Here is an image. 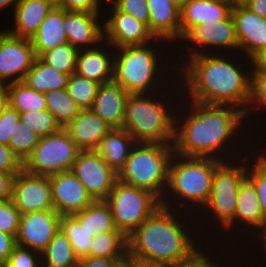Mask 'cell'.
<instances>
[{
	"mask_svg": "<svg viewBox=\"0 0 266 267\" xmlns=\"http://www.w3.org/2000/svg\"><path fill=\"white\" fill-rule=\"evenodd\" d=\"M185 104L183 108L187 107V112H183L182 108L179 112V105L177 108L176 114L181 115L175 118L174 153L185 157L233 161L228 147L231 146L234 151L232 145L235 143V149L239 150L235 141L243 138L240 133L245 129L243 126L248 124L245 112L231 105L203 104L192 100Z\"/></svg>",
	"mask_w": 266,
	"mask_h": 267,
	"instance_id": "obj_1",
	"label": "cell"
},
{
	"mask_svg": "<svg viewBox=\"0 0 266 267\" xmlns=\"http://www.w3.org/2000/svg\"><path fill=\"white\" fill-rule=\"evenodd\" d=\"M215 52L189 56L188 60L177 64L183 66L176 69L179 70L176 77L180 76L176 79L182 82L177 88L180 91L181 85L180 89L184 87L183 92L187 94L178 92L179 99L184 96L185 102L192 100L203 104L231 105L246 113L251 97V69H246L247 64L245 68L244 65L240 66L238 58L235 63V58L231 60L228 54L223 53V56Z\"/></svg>",
	"mask_w": 266,
	"mask_h": 267,
	"instance_id": "obj_2",
	"label": "cell"
},
{
	"mask_svg": "<svg viewBox=\"0 0 266 267\" xmlns=\"http://www.w3.org/2000/svg\"><path fill=\"white\" fill-rule=\"evenodd\" d=\"M176 208L159 206L127 237L130 258L172 267L189 259L202 248V243L199 244L201 239L198 240V235L197 238L191 235L192 227L189 228L183 222L185 218H181V213L177 211L180 209L178 206Z\"/></svg>",
	"mask_w": 266,
	"mask_h": 267,
	"instance_id": "obj_3",
	"label": "cell"
},
{
	"mask_svg": "<svg viewBox=\"0 0 266 267\" xmlns=\"http://www.w3.org/2000/svg\"><path fill=\"white\" fill-rule=\"evenodd\" d=\"M222 162L214 158L185 157L174 153L169 164L168 182L161 205L176 209L177 203L181 205V209L188 204L187 207H192L189 208L190 212L195 211L197 214L199 209L200 212L209 200L215 169Z\"/></svg>",
	"mask_w": 266,
	"mask_h": 267,
	"instance_id": "obj_4",
	"label": "cell"
},
{
	"mask_svg": "<svg viewBox=\"0 0 266 267\" xmlns=\"http://www.w3.org/2000/svg\"><path fill=\"white\" fill-rule=\"evenodd\" d=\"M173 90V94L175 92L174 97L168 96L166 94L167 91L162 92L163 94L157 92V95H154V93L129 94L125 104V116L122 128L136 142L173 144L176 118V112L174 110H177V108L175 109L174 101L175 103L177 102L175 95L178 94L175 89ZM164 94L167 97H164ZM168 97L171 98L169 99ZM172 98H174L173 103ZM167 99L173 105L166 101ZM171 107L174 109L172 110Z\"/></svg>",
	"mask_w": 266,
	"mask_h": 267,
	"instance_id": "obj_5",
	"label": "cell"
},
{
	"mask_svg": "<svg viewBox=\"0 0 266 267\" xmlns=\"http://www.w3.org/2000/svg\"><path fill=\"white\" fill-rule=\"evenodd\" d=\"M157 41L160 42L158 43ZM163 41L164 40L161 39H155L146 45L114 48L113 81L119 84L129 94H152L153 92L156 94L160 92V89L162 91L166 87L165 84L168 83L169 86H172L170 88L173 89L176 84L178 85L180 82L176 83V79L172 82H168L167 79L163 80L162 78L164 76L167 78L164 71L165 69L167 70V68H165L166 64L163 68V65H161L162 61L158 60L161 57V52L164 51V49L160 48ZM157 44L160 46H157ZM157 49H159L160 52ZM161 71H163L164 74ZM162 80L163 82L166 81V83H163ZM160 83L163 88L160 86ZM172 83L175 86H173Z\"/></svg>",
	"mask_w": 266,
	"mask_h": 267,
	"instance_id": "obj_6",
	"label": "cell"
},
{
	"mask_svg": "<svg viewBox=\"0 0 266 267\" xmlns=\"http://www.w3.org/2000/svg\"><path fill=\"white\" fill-rule=\"evenodd\" d=\"M173 154V144L137 142L119 170L118 180L147 190L161 201Z\"/></svg>",
	"mask_w": 266,
	"mask_h": 267,
	"instance_id": "obj_7",
	"label": "cell"
},
{
	"mask_svg": "<svg viewBox=\"0 0 266 267\" xmlns=\"http://www.w3.org/2000/svg\"><path fill=\"white\" fill-rule=\"evenodd\" d=\"M236 157L233 161H223L215 169L209 200L201 209L205 212H197V214L199 213L198 215H201L199 218L201 222L204 214L208 215L207 217L213 216L212 219H216L215 222L220 225L216 226V228L219 227L221 230L223 229L222 231L226 229L233 231L239 184L247 176L248 161L243 163L242 159ZM237 159L238 162L236 161Z\"/></svg>",
	"mask_w": 266,
	"mask_h": 267,
	"instance_id": "obj_8",
	"label": "cell"
},
{
	"mask_svg": "<svg viewBox=\"0 0 266 267\" xmlns=\"http://www.w3.org/2000/svg\"><path fill=\"white\" fill-rule=\"evenodd\" d=\"M105 201L111 209L116 229L126 237L161 206L160 200L151 192L119 180Z\"/></svg>",
	"mask_w": 266,
	"mask_h": 267,
	"instance_id": "obj_9",
	"label": "cell"
},
{
	"mask_svg": "<svg viewBox=\"0 0 266 267\" xmlns=\"http://www.w3.org/2000/svg\"><path fill=\"white\" fill-rule=\"evenodd\" d=\"M82 150L64 128L40 137L23 162V170L32 175L50 176L70 171Z\"/></svg>",
	"mask_w": 266,
	"mask_h": 267,
	"instance_id": "obj_10",
	"label": "cell"
},
{
	"mask_svg": "<svg viewBox=\"0 0 266 267\" xmlns=\"http://www.w3.org/2000/svg\"><path fill=\"white\" fill-rule=\"evenodd\" d=\"M181 41L184 44H186L188 41L190 44L189 46H191V44L193 45L192 48L186 46V48L188 49L187 52H189L188 55L184 54V56L186 57L194 56L197 54H203L207 52L215 53L214 52L215 49L218 51L220 50L219 51L220 54L222 53L223 48H224L223 49L224 52H227L228 49H232L227 53H231L233 49L234 50L239 49V42H238V38L236 35L235 23H234L232 15H230L227 19H224V20L213 21L211 23L206 22L204 24L193 27L181 39ZM209 48H211L212 51L213 50L214 51L209 52L208 50Z\"/></svg>",
	"mask_w": 266,
	"mask_h": 267,
	"instance_id": "obj_11",
	"label": "cell"
},
{
	"mask_svg": "<svg viewBox=\"0 0 266 267\" xmlns=\"http://www.w3.org/2000/svg\"><path fill=\"white\" fill-rule=\"evenodd\" d=\"M36 57L31 39L0 30V81L8 84L23 81Z\"/></svg>",
	"mask_w": 266,
	"mask_h": 267,
	"instance_id": "obj_12",
	"label": "cell"
},
{
	"mask_svg": "<svg viewBox=\"0 0 266 267\" xmlns=\"http://www.w3.org/2000/svg\"><path fill=\"white\" fill-rule=\"evenodd\" d=\"M71 171L94 200H105L118 180V173L95 150L81 151Z\"/></svg>",
	"mask_w": 266,
	"mask_h": 267,
	"instance_id": "obj_13",
	"label": "cell"
},
{
	"mask_svg": "<svg viewBox=\"0 0 266 267\" xmlns=\"http://www.w3.org/2000/svg\"><path fill=\"white\" fill-rule=\"evenodd\" d=\"M109 16L103 20L104 41L114 48L141 46L155 40L148 26L134 16L117 10L112 4L107 6ZM111 14V15H110Z\"/></svg>",
	"mask_w": 266,
	"mask_h": 267,
	"instance_id": "obj_14",
	"label": "cell"
},
{
	"mask_svg": "<svg viewBox=\"0 0 266 267\" xmlns=\"http://www.w3.org/2000/svg\"><path fill=\"white\" fill-rule=\"evenodd\" d=\"M11 200L21 215L54 209L48 176L32 175L24 170L13 179Z\"/></svg>",
	"mask_w": 266,
	"mask_h": 267,
	"instance_id": "obj_15",
	"label": "cell"
},
{
	"mask_svg": "<svg viewBox=\"0 0 266 267\" xmlns=\"http://www.w3.org/2000/svg\"><path fill=\"white\" fill-rule=\"evenodd\" d=\"M60 218L54 209L21 215L16 244L41 254L58 232Z\"/></svg>",
	"mask_w": 266,
	"mask_h": 267,
	"instance_id": "obj_16",
	"label": "cell"
},
{
	"mask_svg": "<svg viewBox=\"0 0 266 267\" xmlns=\"http://www.w3.org/2000/svg\"><path fill=\"white\" fill-rule=\"evenodd\" d=\"M48 177L51 185L54 210L60 215H73L94 201L87 189L71 170Z\"/></svg>",
	"mask_w": 266,
	"mask_h": 267,
	"instance_id": "obj_17",
	"label": "cell"
},
{
	"mask_svg": "<svg viewBox=\"0 0 266 267\" xmlns=\"http://www.w3.org/2000/svg\"><path fill=\"white\" fill-rule=\"evenodd\" d=\"M239 42V50H244L248 61L256 52L266 47V18L250 11L243 4H236L232 7Z\"/></svg>",
	"mask_w": 266,
	"mask_h": 267,
	"instance_id": "obj_18",
	"label": "cell"
},
{
	"mask_svg": "<svg viewBox=\"0 0 266 267\" xmlns=\"http://www.w3.org/2000/svg\"><path fill=\"white\" fill-rule=\"evenodd\" d=\"M102 18L100 13L68 12L64 9V28L68 42L78 50L99 46L104 42Z\"/></svg>",
	"mask_w": 266,
	"mask_h": 267,
	"instance_id": "obj_19",
	"label": "cell"
},
{
	"mask_svg": "<svg viewBox=\"0 0 266 267\" xmlns=\"http://www.w3.org/2000/svg\"><path fill=\"white\" fill-rule=\"evenodd\" d=\"M114 55V47L105 41L95 48L79 50L75 72L100 84L111 82Z\"/></svg>",
	"mask_w": 266,
	"mask_h": 267,
	"instance_id": "obj_20",
	"label": "cell"
},
{
	"mask_svg": "<svg viewBox=\"0 0 266 267\" xmlns=\"http://www.w3.org/2000/svg\"><path fill=\"white\" fill-rule=\"evenodd\" d=\"M232 7L229 0H188L180 10L181 39L197 25L227 19Z\"/></svg>",
	"mask_w": 266,
	"mask_h": 267,
	"instance_id": "obj_21",
	"label": "cell"
},
{
	"mask_svg": "<svg viewBox=\"0 0 266 267\" xmlns=\"http://www.w3.org/2000/svg\"><path fill=\"white\" fill-rule=\"evenodd\" d=\"M128 96L129 93L114 81L101 84L90 110L109 128H122Z\"/></svg>",
	"mask_w": 266,
	"mask_h": 267,
	"instance_id": "obj_22",
	"label": "cell"
},
{
	"mask_svg": "<svg viewBox=\"0 0 266 267\" xmlns=\"http://www.w3.org/2000/svg\"><path fill=\"white\" fill-rule=\"evenodd\" d=\"M148 7L149 31L154 38L170 44L181 41L180 10L171 0H148Z\"/></svg>",
	"mask_w": 266,
	"mask_h": 267,
	"instance_id": "obj_23",
	"label": "cell"
},
{
	"mask_svg": "<svg viewBox=\"0 0 266 267\" xmlns=\"http://www.w3.org/2000/svg\"><path fill=\"white\" fill-rule=\"evenodd\" d=\"M266 219L263 217L258 195L253 182L246 176L239 184L237 205L234 214V227L240 225V234L250 230L260 233L265 227ZM244 225V227H243ZM249 230H247L248 228ZM258 229V230H257ZM254 230H256L254 232Z\"/></svg>",
	"mask_w": 266,
	"mask_h": 267,
	"instance_id": "obj_24",
	"label": "cell"
},
{
	"mask_svg": "<svg viewBox=\"0 0 266 267\" xmlns=\"http://www.w3.org/2000/svg\"><path fill=\"white\" fill-rule=\"evenodd\" d=\"M64 129L82 151L95 150L111 129L90 109L81 110Z\"/></svg>",
	"mask_w": 266,
	"mask_h": 267,
	"instance_id": "obj_25",
	"label": "cell"
},
{
	"mask_svg": "<svg viewBox=\"0 0 266 267\" xmlns=\"http://www.w3.org/2000/svg\"><path fill=\"white\" fill-rule=\"evenodd\" d=\"M53 6L48 0H19L13 9L12 28L6 29L11 35L31 39Z\"/></svg>",
	"mask_w": 266,
	"mask_h": 267,
	"instance_id": "obj_26",
	"label": "cell"
},
{
	"mask_svg": "<svg viewBox=\"0 0 266 267\" xmlns=\"http://www.w3.org/2000/svg\"><path fill=\"white\" fill-rule=\"evenodd\" d=\"M136 143L124 128H111L104 135L95 151L118 173Z\"/></svg>",
	"mask_w": 266,
	"mask_h": 267,
	"instance_id": "obj_27",
	"label": "cell"
},
{
	"mask_svg": "<svg viewBox=\"0 0 266 267\" xmlns=\"http://www.w3.org/2000/svg\"><path fill=\"white\" fill-rule=\"evenodd\" d=\"M36 56L68 42L64 28V8L53 7L31 38Z\"/></svg>",
	"mask_w": 266,
	"mask_h": 267,
	"instance_id": "obj_28",
	"label": "cell"
},
{
	"mask_svg": "<svg viewBox=\"0 0 266 267\" xmlns=\"http://www.w3.org/2000/svg\"><path fill=\"white\" fill-rule=\"evenodd\" d=\"M93 237L105 232H121L116 229L111 209L105 200H94L86 208L73 214Z\"/></svg>",
	"mask_w": 266,
	"mask_h": 267,
	"instance_id": "obj_29",
	"label": "cell"
},
{
	"mask_svg": "<svg viewBox=\"0 0 266 267\" xmlns=\"http://www.w3.org/2000/svg\"><path fill=\"white\" fill-rule=\"evenodd\" d=\"M68 78V74L58 72L36 57L33 66L27 72L22 82L38 92L47 93L66 88Z\"/></svg>",
	"mask_w": 266,
	"mask_h": 267,
	"instance_id": "obj_30",
	"label": "cell"
},
{
	"mask_svg": "<svg viewBox=\"0 0 266 267\" xmlns=\"http://www.w3.org/2000/svg\"><path fill=\"white\" fill-rule=\"evenodd\" d=\"M78 260L69 239L60 230L41 253L42 267H78Z\"/></svg>",
	"mask_w": 266,
	"mask_h": 267,
	"instance_id": "obj_31",
	"label": "cell"
},
{
	"mask_svg": "<svg viewBox=\"0 0 266 267\" xmlns=\"http://www.w3.org/2000/svg\"><path fill=\"white\" fill-rule=\"evenodd\" d=\"M8 105L18 113L47 110L44 93L28 87L22 81L8 84Z\"/></svg>",
	"mask_w": 266,
	"mask_h": 267,
	"instance_id": "obj_32",
	"label": "cell"
},
{
	"mask_svg": "<svg viewBox=\"0 0 266 267\" xmlns=\"http://www.w3.org/2000/svg\"><path fill=\"white\" fill-rule=\"evenodd\" d=\"M89 256L106 258H126L128 240L122 232H105L93 237Z\"/></svg>",
	"mask_w": 266,
	"mask_h": 267,
	"instance_id": "obj_33",
	"label": "cell"
},
{
	"mask_svg": "<svg viewBox=\"0 0 266 267\" xmlns=\"http://www.w3.org/2000/svg\"><path fill=\"white\" fill-rule=\"evenodd\" d=\"M47 110L53 115L59 125L64 128L81 111L70 97L66 88L44 93Z\"/></svg>",
	"mask_w": 266,
	"mask_h": 267,
	"instance_id": "obj_34",
	"label": "cell"
},
{
	"mask_svg": "<svg viewBox=\"0 0 266 267\" xmlns=\"http://www.w3.org/2000/svg\"><path fill=\"white\" fill-rule=\"evenodd\" d=\"M59 230L69 239L78 259L89 256L93 235L80 226L74 215H61Z\"/></svg>",
	"mask_w": 266,
	"mask_h": 267,
	"instance_id": "obj_35",
	"label": "cell"
},
{
	"mask_svg": "<svg viewBox=\"0 0 266 267\" xmlns=\"http://www.w3.org/2000/svg\"><path fill=\"white\" fill-rule=\"evenodd\" d=\"M100 85L74 72L69 75L66 89L79 108L85 110L92 108Z\"/></svg>",
	"mask_w": 266,
	"mask_h": 267,
	"instance_id": "obj_36",
	"label": "cell"
},
{
	"mask_svg": "<svg viewBox=\"0 0 266 267\" xmlns=\"http://www.w3.org/2000/svg\"><path fill=\"white\" fill-rule=\"evenodd\" d=\"M78 49L69 42L42 52L38 58L58 72L70 75L76 71Z\"/></svg>",
	"mask_w": 266,
	"mask_h": 267,
	"instance_id": "obj_37",
	"label": "cell"
},
{
	"mask_svg": "<svg viewBox=\"0 0 266 267\" xmlns=\"http://www.w3.org/2000/svg\"><path fill=\"white\" fill-rule=\"evenodd\" d=\"M39 140L40 136L32 131L27 124L19 120L13 135L10 136L9 147L24 162Z\"/></svg>",
	"mask_w": 266,
	"mask_h": 267,
	"instance_id": "obj_38",
	"label": "cell"
},
{
	"mask_svg": "<svg viewBox=\"0 0 266 267\" xmlns=\"http://www.w3.org/2000/svg\"><path fill=\"white\" fill-rule=\"evenodd\" d=\"M20 120L40 137L59 131L62 127L48 110L19 113Z\"/></svg>",
	"mask_w": 266,
	"mask_h": 267,
	"instance_id": "obj_39",
	"label": "cell"
},
{
	"mask_svg": "<svg viewBox=\"0 0 266 267\" xmlns=\"http://www.w3.org/2000/svg\"><path fill=\"white\" fill-rule=\"evenodd\" d=\"M250 157L247 163V177L253 182L260 202L263 217L266 219V162L259 156ZM254 157V158H252ZM250 162V163H249Z\"/></svg>",
	"mask_w": 266,
	"mask_h": 267,
	"instance_id": "obj_40",
	"label": "cell"
},
{
	"mask_svg": "<svg viewBox=\"0 0 266 267\" xmlns=\"http://www.w3.org/2000/svg\"><path fill=\"white\" fill-rule=\"evenodd\" d=\"M265 108H266V71L251 72V97L247 112L245 113L246 118L250 116V113L252 112L254 113V111L258 109L263 110Z\"/></svg>",
	"mask_w": 266,
	"mask_h": 267,
	"instance_id": "obj_41",
	"label": "cell"
},
{
	"mask_svg": "<svg viewBox=\"0 0 266 267\" xmlns=\"http://www.w3.org/2000/svg\"><path fill=\"white\" fill-rule=\"evenodd\" d=\"M21 213L11 199H0V232L16 237Z\"/></svg>",
	"mask_w": 266,
	"mask_h": 267,
	"instance_id": "obj_42",
	"label": "cell"
},
{
	"mask_svg": "<svg viewBox=\"0 0 266 267\" xmlns=\"http://www.w3.org/2000/svg\"><path fill=\"white\" fill-rule=\"evenodd\" d=\"M4 267H42L41 254L17 245Z\"/></svg>",
	"mask_w": 266,
	"mask_h": 267,
	"instance_id": "obj_43",
	"label": "cell"
},
{
	"mask_svg": "<svg viewBox=\"0 0 266 267\" xmlns=\"http://www.w3.org/2000/svg\"><path fill=\"white\" fill-rule=\"evenodd\" d=\"M110 4L117 10L128 13L142 21L149 29L150 12L148 0H113Z\"/></svg>",
	"mask_w": 266,
	"mask_h": 267,
	"instance_id": "obj_44",
	"label": "cell"
},
{
	"mask_svg": "<svg viewBox=\"0 0 266 267\" xmlns=\"http://www.w3.org/2000/svg\"><path fill=\"white\" fill-rule=\"evenodd\" d=\"M20 120L19 113L7 105L0 114V143L9 146L10 136Z\"/></svg>",
	"mask_w": 266,
	"mask_h": 267,
	"instance_id": "obj_45",
	"label": "cell"
},
{
	"mask_svg": "<svg viewBox=\"0 0 266 267\" xmlns=\"http://www.w3.org/2000/svg\"><path fill=\"white\" fill-rule=\"evenodd\" d=\"M23 170V162L5 144L0 143V172L2 173H19Z\"/></svg>",
	"mask_w": 266,
	"mask_h": 267,
	"instance_id": "obj_46",
	"label": "cell"
},
{
	"mask_svg": "<svg viewBox=\"0 0 266 267\" xmlns=\"http://www.w3.org/2000/svg\"><path fill=\"white\" fill-rule=\"evenodd\" d=\"M102 0H66L62 7L68 12L104 13L100 11Z\"/></svg>",
	"mask_w": 266,
	"mask_h": 267,
	"instance_id": "obj_47",
	"label": "cell"
},
{
	"mask_svg": "<svg viewBox=\"0 0 266 267\" xmlns=\"http://www.w3.org/2000/svg\"><path fill=\"white\" fill-rule=\"evenodd\" d=\"M203 250H205L203 247L200 248L192 257L172 267H222L216 261L214 262L212 253L209 255L206 254V250Z\"/></svg>",
	"mask_w": 266,
	"mask_h": 267,
	"instance_id": "obj_48",
	"label": "cell"
},
{
	"mask_svg": "<svg viewBox=\"0 0 266 267\" xmlns=\"http://www.w3.org/2000/svg\"><path fill=\"white\" fill-rule=\"evenodd\" d=\"M123 259L86 256L78 260V267H117Z\"/></svg>",
	"mask_w": 266,
	"mask_h": 267,
	"instance_id": "obj_49",
	"label": "cell"
},
{
	"mask_svg": "<svg viewBox=\"0 0 266 267\" xmlns=\"http://www.w3.org/2000/svg\"><path fill=\"white\" fill-rule=\"evenodd\" d=\"M17 246L16 237L3 232H0V264L4 265Z\"/></svg>",
	"mask_w": 266,
	"mask_h": 267,
	"instance_id": "obj_50",
	"label": "cell"
},
{
	"mask_svg": "<svg viewBox=\"0 0 266 267\" xmlns=\"http://www.w3.org/2000/svg\"><path fill=\"white\" fill-rule=\"evenodd\" d=\"M16 174L0 172V199H11L13 179Z\"/></svg>",
	"mask_w": 266,
	"mask_h": 267,
	"instance_id": "obj_51",
	"label": "cell"
},
{
	"mask_svg": "<svg viewBox=\"0 0 266 267\" xmlns=\"http://www.w3.org/2000/svg\"><path fill=\"white\" fill-rule=\"evenodd\" d=\"M248 62H251L248 65L251 66V72L266 71V47L256 52Z\"/></svg>",
	"mask_w": 266,
	"mask_h": 267,
	"instance_id": "obj_52",
	"label": "cell"
},
{
	"mask_svg": "<svg viewBox=\"0 0 266 267\" xmlns=\"http://www.w3.org/2000/svg\"><path fill=\"white\" fill-rule=\"evenodd\" d=\"M243 5L260 17L266 18V0H247Z\"/></svg>",
	"mask_w": 266,
	"mask_h": 267,
	"instance_id": "obj_53",
	"label": "cell"
},
{
	"mask_svg": "<svg viewBox=\"0 0 266 267\" xmlns=\"http://www.w3.org/2000/svg\"><path fill=\"white\" fill-rule=\"evenodd\" d=\"M8 105V83L0 81V114Z\"/></svg>",
	"mask_w": 266,
	"mask_h": 267,
	"instance_id": "obj_54",
	"label": "cell"
},
{
	"mask_svg": "<svg viewBox=\"0 0 266 267\" xmlns=\"http://www.w3.org/2000/svg\"><path fill=\"white\" fill-rule=\"evenodd\" d=\"M19 0H0V11L4 10L5 8H13L18 3Z\"/></svg>",
	"mask_w": 266,
	"mask_h": 267,
	"instance_id": "obj_55",
	"label": "cell"
},
{
	"mask_svg": "<svg viewBox=\"0 0 266 267\" xmlns=\"http://www.w3.org/2000/svg\"><path fill=\"white\" fill-rule=\"evenodd\" d=\"M117 267H136V259H132L127 256L118 264Z\"/></svg>",
	"mask_w": 266,
	"mask_h": 267,
	"instance_id": "obj_56",
	"label": "cell"
},
{
	"mask_svg": "<svg viewBox=\"0 0 266 267\" xmlns=\"http://www.w3.org/2000/svg\"><path fill=\"white\" fill-rule=\"evenodd\" d=\"M136 267H170L164 264H157V263H148L136 260Z\"/></svg>",
	"mask_w": 266,
	"mask_h": 267,
	"instance_id": "obj_57",
	"label": "cell"
},
{
	"mask_svg": "<svg viewBox=\"0 0 266 267\" xmlns=\"http://www.w3.org/2000/svg\"><path fill=\"white\" fill-rule=\"evenodd\" d=\"M256 235H258V237L260 235L259 239H261V237H263L262 238L263 242H261V245L263 244V247L261 248V250H263L265 252V254H266V222H265V227L263 228V230L259 234H256Z\"/></svg>",
	"mask_w": 266,
	"mask_h": 267,
	"instance_id": "obj_58",
	"label": "cell"
},
{
	"mask_svg": "<svg viewBox=\"0 0 266 267\" xmlns=\"http://www.w3.org/2000/svg\"><path fill=\"white\" fill-rule=\"evenodd\" d=\"M53 7L62 8L66 0H48Z\"/></svg>",
	"mask_w": 266,
	"mask_h": 267,
	"instance_id": "obj_59",
	"label": "cell"
},
{
	"mask_svg": "<svg viewBox=\"0 0 266 267\" xmlns=\"http://www.w3.org/2000/svg\"><path fill=\"white\" fill-rule=\"evenodd\" d=\"M188 0H171V2L179 9L181 10L184 6V4L187 2Z\"/></svg>",
	"mask_w": 266,
	"mask_h": 267,
	"instance_id": "obj_60",
	"label": "cell"
},
{
	"mask_svg": "<svg viewBox=\"0 0 266 267\" xmlns=\"http://www.w3.org/2000/svg\"><path fill=\"white\" fill-rule=\"evenodd\" d=\"M233 5L236 4H243L245 3L247 0H229Z\"/></svg>",
	"mask_w": 266,
	"mask_h": 267,
	"instance_id": "obj_61",
	"label": "cell"
},
{
	"mask_svg": "<svg viewBox=\"0 0 266 267\" xmlns=\"http://www.w3.org/2000/svg\"><path fill=\"white\" fill-rule=\"evenodd\" d=\"M264 150H266V149L264 148ZM262 152L263 151L261 150L259 156L266 162V151L263 153Z\"/></svg>",
	"mask_w": 266,
	"mask_h": 267,
	"instance_id": "obj_62",
	"label": "cell"
},
{
	"mask_svg": "<svg viewBox=\"0 0 266 267\" xmlns=\"http://www.w3.org/2000/svg\"><path fill=\"white\" fill-rule=\"evenodd\" d=\"M113 0H106L107 5L109 4V2L111 3Z\"/></svg>",
	"mask_w": 266,
	"mask_h": 267,
	"instance_id": "obj_63",
	"label": "cell"
}]
</instances>
